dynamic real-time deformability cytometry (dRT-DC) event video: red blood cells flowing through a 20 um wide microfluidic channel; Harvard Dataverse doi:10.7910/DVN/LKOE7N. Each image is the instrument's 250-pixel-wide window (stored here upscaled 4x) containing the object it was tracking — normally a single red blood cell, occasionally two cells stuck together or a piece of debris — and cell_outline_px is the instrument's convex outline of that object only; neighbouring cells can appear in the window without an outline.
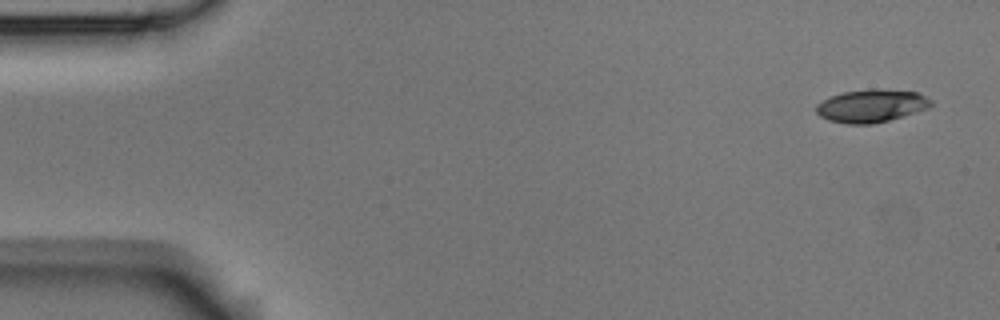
{"species": "Egyptian fruit bat (a non-hibernating species)", "species_latin": "Rousettus aegyptiacus", "temperature_condition": "room temperature", "stored_images_in_passage": 5, "camera_frame_rate_fps": 3000, "um_per_image_px": 0.085, "animal": {"sex": "male"}, "frame": {"image": 1, "passage_image": 1, "time_ms": 0.0, "image_size_px": [1000, 320], "cell_outline_px": [[932, 104], [928, 108], [904, 116], [872, 124], [848, 124], [828, 120], [820, 116], [816, 112], [816, 104], [828, 96], [844, 92], [868, 88], [876, 88], [916, 92], [932, 100]], "centroid_in_image_um": [74.03, 8.99], "position_along_channel_um": 11.0, "area_um2": 22.14}}
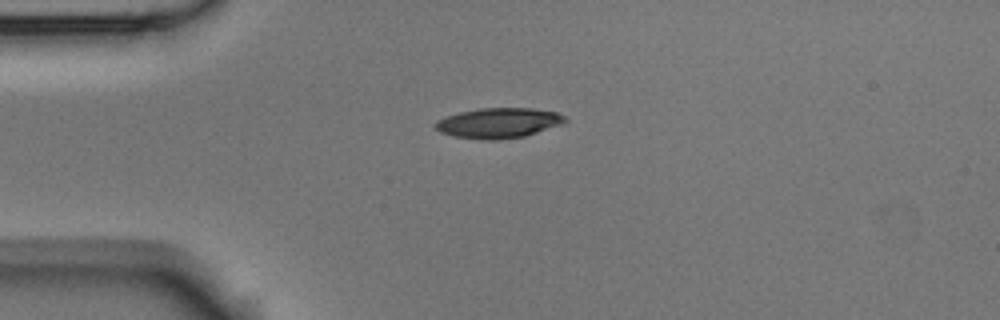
{"frame": {"image": 2, "passage_image": 4, "time_ms": 3.667, "image_size_px": [1000, 320], "cell_outline_px": [[568, 120], [560, 124], [524, 136], [496, 140], [488, 140], [456, 136], [440, 132], [432, 124], [436, 120], [460, 112], [480, 108], [532, 108], [556, 112], [564, 116]], "centroid_in_image_um": [42.35, 10.44], "position_along_channel_um": 42.7, "area_um2": 22.48}}